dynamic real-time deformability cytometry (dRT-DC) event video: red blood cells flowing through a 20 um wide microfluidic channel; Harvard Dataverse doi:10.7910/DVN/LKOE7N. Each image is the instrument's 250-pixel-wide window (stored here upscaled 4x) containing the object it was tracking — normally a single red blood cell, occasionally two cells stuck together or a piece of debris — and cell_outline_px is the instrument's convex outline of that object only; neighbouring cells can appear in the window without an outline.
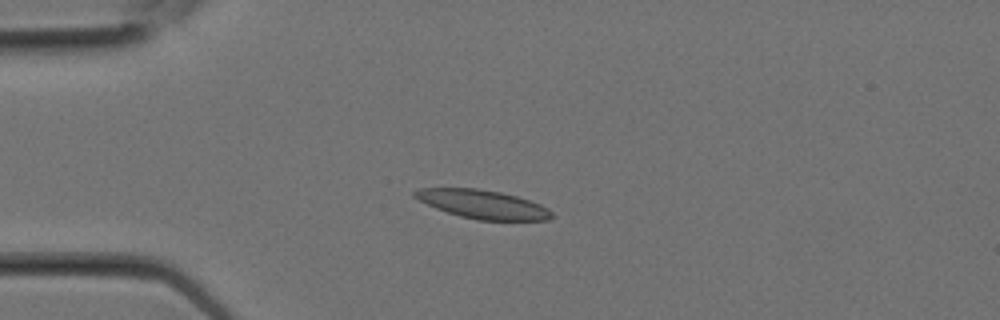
{"species": "Egyptian fruit bat (a non-hibernating species)", "species_latin": "Rousettus aegyptiacus", "temperature_condition": "room temperature", "stored_images_in_passage": 3, "segment_of_instrument_passage": [2, 2], "camera_frame_rate_fps": 3000, "um_per_image_px": 0.085, "animal": {"sex": "female"}, "frame": {"image": 1, "passage_image": 3, "time_ms": 0.667, "image_size_px": [1000, 320], "cell_outline_px": [[552, 220], [476, 220], [460, 216], [436, 208], [412, 196], [412, 192], [420, 188], [476, 188], [500, 192], [516, 196], [540, 204], [548, 208], [552, 212]], "centroid_in_image_um": [41.04, 17.36], "position_along_channel_um": 44.0, "area_um2": 22.72}}